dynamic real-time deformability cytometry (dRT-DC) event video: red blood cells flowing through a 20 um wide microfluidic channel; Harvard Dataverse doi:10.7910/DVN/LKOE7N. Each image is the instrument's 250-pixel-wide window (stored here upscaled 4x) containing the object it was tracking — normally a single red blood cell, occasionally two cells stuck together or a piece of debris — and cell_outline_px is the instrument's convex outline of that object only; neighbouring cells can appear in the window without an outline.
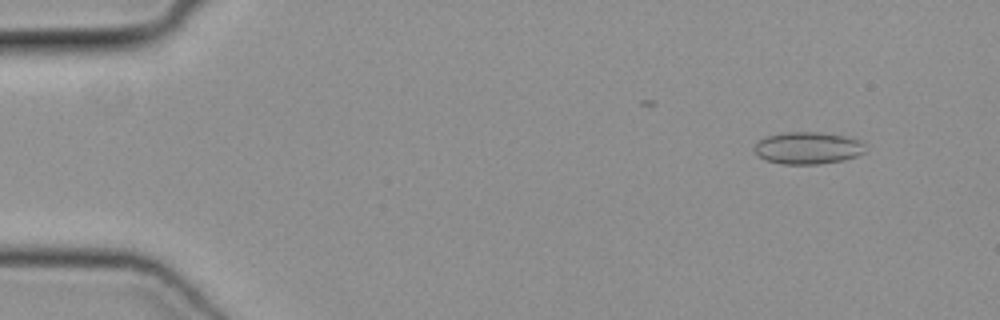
{"species": "common noctule bat (a hibernating species)", "species_latin": "Nyctalus noctula", "temperature_condition": "cold", "stored_images_in_passage": 43, "camera_frame_rate_fps": 3000, "um_per_image_px": 0.085, "animal": {"sex": "female", "body_mass_g": 19.3, "forearm_length_mm": 54.1}, "frame": {"image": 1, "passage_image": 2, "time_ms": 0.333, "image_size_px": [1000, 320], "cell_outline_px": [[864, 152], [856, 156], [844, 160], [820, 164], [780, 164], [764, 160], [756, 152], [756, 144], [764, 136], [784, 132], [820, 132], [844, 136], [860, 140], [864, 144]], "centroid_in_image_um": [68.66, 12.58], "position_along_channel_um": 16.3, "area_um2": 20.75}}
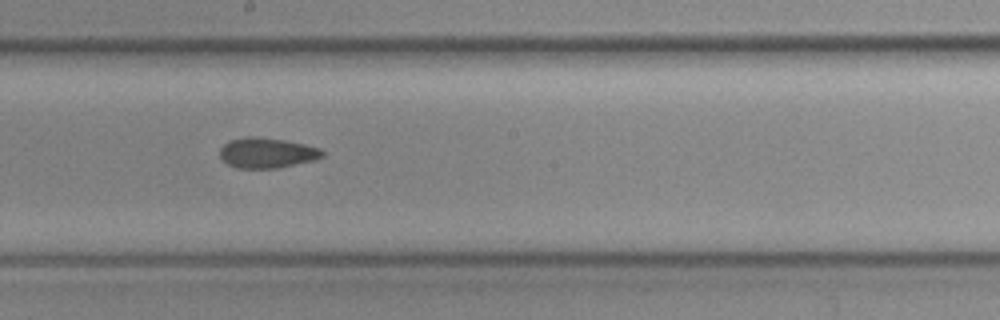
{"frame": {"image": 2, "passage_image": 25, "time_ms": 8.0, "image_size_px": [1000, 320], "cell_outline_px": [[324, 156], [312, 160], [276, 168], [236, 168], [228, 164], [220, 156], [220, 148], [224, 144], [232, 140], [244, 136], [252, 136], [284, 140], [304, 144], [320, 148], [324, 152]], "centroid_in_image_um": [22.67, 12.99], "position_along_channel_um": 225.5, "area_um2": 17.86}}
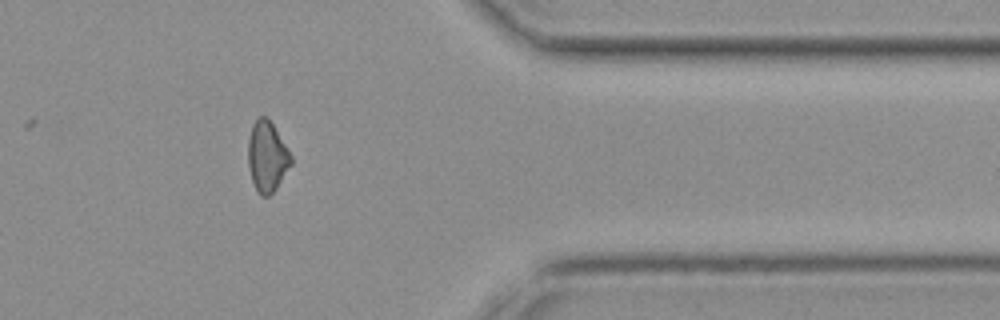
{"frame": {"image": 3, "passage_image": 38, "time_ms": 12.333, "image_size_px": [1000, 320], "cell_outline_px": [[292, 164], [276, 188], [268, 196], [260, 196], [256, 192], [248, 168], [248, 140], [252, 124], [260, 116], [264, 116], [272, 124], [292, 156]], "centroid_in_image_um": [22.68, 13.34], "position_along_channel_um": 388.7, "area_um2": 17.51}}